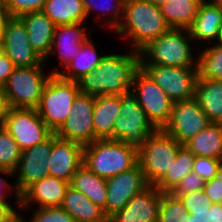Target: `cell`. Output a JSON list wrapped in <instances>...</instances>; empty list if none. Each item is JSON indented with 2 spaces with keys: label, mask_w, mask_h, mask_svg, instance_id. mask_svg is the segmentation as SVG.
Masks as SVG:
<instances>
[{
  "label": "cell",
  "mask_w": 222,
  "mask_h": 222,
  "mask_svg": "<svg viewBox=\"0 0 222 222\" xmlns=\"http://www.w3.org/2000/svg\"><path fill=\"white\" fill-rule=\"evenodd\" d=\"M120 95L94 97L93 127L98 139L113 140V125L120 114Z\"/></svg>",
  "instance_id": "cell-24"
},
{
  "label": "cell",
  "mask_w": 222,
  "mask_h": 222,
  "mask_svg": "<svg viewBox=\"0 0 222 222\" xmlns=\"http://www.w3.org/2000/svg\"><path fill=\"white\" fill-rule=\"evenodd\" d=\"M80 93L77 81L63 79L59 74H52L41 95L36 108L41 119L55 133L65 119Z\"/></svg>",
  "instance_id": "cell-7"
},
{
  "label": "cell",
  "mask_w": 222,
  "mask_h": 222,
  "mask_svg": "<svg viewBox=\"0 0 222 222\" xmlns=\"http://www.w3.org/2000/svg\"><path fill=\"white\" fill-rule=\"evenodd\" d=\"M178 196L190 214H207L212 202L206 195L204 189L186 194H173Z\"/></svg>",
  "instance_id": "cell-37"
},
{
  "label": "cell",
  "mask_w": 222,
  "mask_h": 222,
  "mask_svg": "<svg viewBox=\"0 0 222 222\" xmlns=\"http://www.w3.org/2000/svg\"><path fill=\"white\" fill-rule=\"evenodd\" d=\"M131 92L156 129L168 123L174 102L140 67L133 76Z\"/></svg>",
  "instance_id": "cell-9"
},
{
  "label": "cell",
  "mask_w": 222,
  "mask_h": 222,
  "mask_svg": "<svg viewBox=\"0 0 222 222\" xmlns=\"http://www.w3.org/2000/svg\"><path fill=\"white\" fill-rule=\"evenodd\" d=\"M188 218H190V213L187 212L178 196L171 192H161L158 222H187Z\"/></svg>",
  "instance_id": "cell-34"
},
{
  "label": "cell",
  "mask_w": 222,
  "mask_h": 222,
  "mask_svg": "<svg viewBox=\"0 0 222 222\" xmlns=\"http://www.w3.org/2000/svg\"><path fill=\"white\" fill-rule=\"evenodd\" d=\"M206 181L199 177L195 172L185 175L176 187L171 191L172 194H186L193 191L204 189Z\"/></svg>",
  "instance_id": "cell-41"
},
{
  "label": "cell",
  "mask_w": 222,
  "mask_h": 222,
  "mask_svg": "<svg viewBox=\"0 0 222 222\" xmlns=\"http://www.w3.org/2000/svg\"><path fill=\"white\" fill-rule=\"evenodd\" d=\"M86 26L87 23H77L72 25H58L55 27L50 53L44 60L52 74H60L74 59L83 42L95 31V29H93L95 27L88 26V28ZM52 57H56L57 59H53L58 60L59 63L58 67L53 66L55 68L51 69L52 66H50V63H52Z\"/></svg>",
  "instance_id": "cell-12"
},
{
  "label": "cell",
  "mask_w": 222,
  "mask_h": 222,
  "mask_svg": "<svg viewBox=\"0 0 222 222\" xmlns=\"http://www.w3.org/2000/svg\"><path fill=\"white\" fill-rule=\"evenodd\" d=\"M10 109L8 100L3 93L2 88H0V128L4 127L8 111Z\"/></svg>",
  "instance_id": "cell-44"
},
{
  "label": "cell",
  "mask_w": 222,
  "mask_h": 222,
  "mask_svg": "<svg viewBox=\"0 0 222 222\" xmlns=\"http://www.w3.org/2000/svg\"><path fill=\"white\" fill-rule=\"evenodd\" d=\"M120 98V114L113 125V140L139 150L156 128L148 120L131 91L121 94Z\"/></svg>",
  "instance_id": "cell-8"
},
{
  "label": "cell",
  "mask_w": 222,
  "mask_h": 222,
  "mask_svg": "<svg viewBox=\"0 0 222 222\" xmlns=\"http://www.w3.org/2000/svg\"><path fill=\"white\" fill-rule=\"evenodd\" d=\"M203 0H170L161 12L170 28L189 29Z\"/></svg>",
  "instance_id": "cell-31"
},
{
  "label": "cell",
  "mask_w": 222,
  "mask_h": 222,
  "mask_svg": "<svg viewBox=\"0 0 222 222\" xmlns=\"http://www.w3.org/2000/svg\"><path fill=\"white\" fill-rule=\"evenodd\" d=\"M69 185L102 208L105 214L107 200L106 179L96 175L83 164L73 175Z\"/></svg>",
  "instance_id": "cell-29"
},
{
  "label": "cell",
  "mask_w": 222,
  "mask_h": 222,
  "mask_svg": "<svg viewBox=\"0 0 222 222\" xmlns=\"http://www.w3.org/2000/svg\"><path fill=\"white\" fill-rule=\"evenodd\" d=\"M106 184L105 215L108 219L124 208L134 195L149 186L139 163L128 171L106 179Z\"/></svg>",
  "instance_id": "cell-16"
},
{
  "label": "cell",
  "mask_w": 222,
  "mask_h": 222,
  "mask_svg": "<svg viewBox=\"0 0 222 222\" xmlns=\"http://www.w3.org/2000/svg\"><path fill=\"white\" fill-rule=\"evenodd\" d=\"M118 51H108L95 70L77 80L80 93L96 97L131 91L133 76L140 68V52Z\"/></svg>",
  "instance_id": "cell-1"
},
{
  "label": "cell",
  "mask_w": 222,
  "mask_h": 222,
  "mask_svg": "<svg viewBox=\"0 0 222 222\" xmlns=\"http://www.w3.org/2000/svg\"><path fill=\"white\" fill-rule=\"evenodd\" d=\"M161 192L149 185L134 195L127 205L109 218V222H158Z\"/></svg>",
  "instance_id": "cell-19"
},
{
  "label": "cell",
  "mask_w": 222,
  "mask_h": 222,
  "mask_svg": "<svg viewBox=\"0 0 222 222\" xmlns=\"http://www.w3.org/2000/svg\"><path fill=\"white\" fill-rule=\"evenodd\" d=\"M61 207L74 218L75 222H109L102 208L70 185Z\"/></svg>",
  "instance_id": "cell-26"
},
{
  "label": "cell",
  "mask_w": 222,
  "mask_h": 222,
  "mask_svg": "<svg viewBox=\"0 0 222 222\" xmlns=\"http://www.w3.org/2000/svg\"><path fill=\"white\" fill-rule=\"evenodd\" d=\"M4 127L21 150L43 143L53 134L35 108H10Z\"/></svg>",
  "instance_id": "cell-11"
},
{
  "label": "cell",
  "mask_w": 222,
  "mask_h": 222,
  "mask_svg": "<svg viewBox=\"0 0 222 222\" xmlns=\"http://www.w3.org/2000/svg\"><path fill=\"white\" fill-rule=\"evenodd\" d=\"M4 222H28L25 209L18 205L5 219Z\"/></svg>",
  "instance_id": "cell-45"
},
{
  "label": "cell",
  "mask_w": 222,
  "mask_h": 222,
  "mask_svg": "<svg viewBox=\"0 0 222 222\" xmlns=\"http://www.w3.org/2000/svg\"><path fill=\"white\" fill-rule=\"evenodd\" d=\"M18 205H0V222H4Z\"/></svg>",
  "instance_id": "cell-48"
},
{
  "label": "cell",
  "mask_w": 222,
  "mask_h": 222,
  "mask_svg": "<svg viewBox=\"0 0 222 222\" xmlns=\"http://www.w3.org/2000/svg\"><path fill=\"white\" fill-rule=\"evenodd\" d=\"M92 36L93 34L83 42L74 59L59 74L63 79L77 81L84 74L95 70L105 56L107 50L98 49V42L92 40Z\"/></svg>",
  "instance_id": "cell-25"
},
{
  "label": "cell",
  "mask_w": 222,
  "mask_h": 222,
  "mask_svg": "<svg viewBox=\"0 0 222 222\" xmlns=\"http://www.w3.org/2000/svg\"><path fill=\"white\" fill-rule=\"evenodd\" d=\"M18 143L5 127L0 128V169L15 171L21 157Z\"/></svg>",
  "instance_id": "cell-35"
},
{
  "label": "cell",
  "mask_w": 222,
  "mask_h": 222,
  "mask_svg": "<svg viewBox=\"0 0 222 222\" xmlns=\"http://www.w3.org/2000/svg\"><path fill=\"white\" fill-rule=\"evenodd\" d=\"M12 179H14L13 171L0 169V205H19L20 203V195Z\"/></svg>",
  "instance_id": "cell-38"
},
{
  "label": "cell",
  "mask_w": 222,
  "mask_h": 222,
  "mask_svg": "<svg viewBox=\"0 0 222 222\" xmlns=\"http://www.w3.org/2000/svg\"><path fill=\"white\" fill-rule=\"evenodd\" d=\"M198 79L222 80V45L208 44L198 48L197 53Z\"/></svg>",
  "instance_id": "cell-33"
},
{
  "label": "cell",
  "mask_w": 222,
  "mask_h": 222,
  "mask_svg": "<svg viewBox=\"0 0 222 222\" xmlns=\"http://www.w3.org/2000/svg\"><path fill=\"white\" fill-rule=\"evenodd\" d=\"M187 222H210L209 211L207 214H190Z\"/></svg>",
  "instance_id": "cell-49"
},
{
  "label": "cell",
  "mask_w": 222,
  "mask_h": 222,
  "mask_svg": "<svg viewBox=\"0 0 222 222\" xmlns=\"http://www.w3.org/2000/svg\"><path fill=\"white\" fill-rule=\"evenodd\" d=\"M217 43H219L220 45H222V28H221L220 36H219V39H218Z\"/></svg>",
  "instance_id": "cell-53"
},
{
  "label": "cell",
  "mask_w": 222,
  "mask_h": 222,
  "mask_svg": "<svg viewBox=\"0 0 222 222\" xmlns=\"http://www.w3.org/2000/svg\"><path fill=\"white\" fill-rule=\"evenodd\" d=\"M195 98L213 123H222V80L198 79Z\"/></svg>",
  "instance_id": "cell-27"
},
{
  "label": "cell",
  "mask_w": 222,
  "mask_h": 222,
  "mask_svg": "<svg viewBox=\"0 0 222 222\" xmlns=\"http://www.w3.org/2000/svg\"><path fill=\"white\" fill-rule=\"evenodd\" d=\"M183 144L163 129H156L138 150V163L149 185L155 186L171 169Z\"/></svg>",
  "instance_id": "cell-6"
},
{
  "label": "cell",
  "mask_w": 222,
  "mask_h": 222,
  "mask_svg": "<svg viewBox=\"0 0 222 222\" xmlns=\"http://www.w3.org/2000/svg\"><path fill=\"white\" fill-rule=\"evenodd\" d=\"M14 69L15 66L7 55L0 58V88L5 85Z\"/></svg>",
  "instance_id": "cell-43"
},
{
  "label": "cell",
  "mask_w": 222,
  "mask_h": 222,
  "mask_svg": "<svg viewBox=\"0 0 222 222\" xmlns=\"http://www.w3.org/2000/svg\"><path fill=\"white\" fill-rule=\"evenodd\" d=\"M217 3H220L222 5V0H215Z\"/></svg>",
  "instance_id": "cell-54"
},
{
  "label": "cell",
  "mask_w": 222,
  "mask_h": 222,
  "mask_svg": "<svg viewBox=\"0 0 222 222\" xmlns=\"http://www.w3.org/2000/svg\"><path fill=\"white\" fill-rule=\"evenodd\" d=\"M195 156L222 159V123H210L184 144Z\"/></svg>",
  "instance_id": "cell-28"
},
{
  "label": "cell",
  "mask_w": 222,
  "mask_h": 222,
  "mask_svg": "<svg viewBox=\"0 0 222 222\" xmlns=\"http://www.w3.org/2000/svg\"><path fill=\"white\" fill-rule=\"evenodd\" d=\"M208 211L210 222H222V204H212Z\"/></svg>",
  "instance_id": "cell-47"
},
{
  "label": "cell",
  "mask_w": 222,
  "mask_h": 222,
  "mask_svg": "<svg viewBox=\"0 0 222 222\" xmlns=\"http://www.w3.org/2000/svg\"><path fill=\"white\" fill-rule=\"evenodd\" d=\"M52 153V135L43 143L21 151L18 168L14 171V184L19 195L29 186L49 176L48 158Z\"/></svg>",
  "instance_id": "cell-15"
},
{
  "label": "cell",
  "mask_w": 222,
  "mask_h": 222,
  "mask_svg": "<svg viewBox=\"0 0 222 222\" xmlns=\"http://www.w3.org/2000/svg\"><path fill=\"white\" fill-rule=\"evenodd\" d=\"M218 175L222 178V159L220 160V163H219V172H218Z\"/></svg>",
  "instance_id": "cell-52"
},
{
  "label": "cell",
  "mask_w": 222,
  "mask_h": 222,
  "mask_svg": "<svg viewBox=\"0 0 222 222\" xmlns=\"http://www.w3.org/2000/svg\"><path fill=\"white\" fill-rule=\"evenodd\" d=\"M222 28V5L215 0H203L192 25L190 36L197 47L217 43Z\"/></svg>",
  "instance_id": "cell-20"
},
{
  "label": "cell",
  "mask_w": 222,
  "mask_h": 222,
  "mask_svg": "<svg viewBox=\"0 0 222 222\" xmlns=\"http://www.w3.org/2000/svg\"><path fill=\"white\" fill-rule=\"evenodd\" d=\"M94 97L79 93L61 127L54 133L58 138L89 145L98 138L93 127Z\"/></svg>",
  "instance_id": "cell-13"
},
{
  "label": "cell",
  "mask_w": 222,
  "mask_h": 222,
  "mask_svg": "<svg viewBox=\"0 0 222 222\" xmlns=\"http://www.w3.org/2000/svg\"><path fill=\"white\" fill-rule=\"evenodd\" d=\"M84 146L58 138L52 134V153L48 158L49 176L70 183L76 171L83 165Z\"/></svg>",
  "instance_id": "cell-18"
},
{
  "label": "cell",
  "mask_w": 222,
  "mask_h": 222,
  "mask_svg": "<svg viewBox=\"0 0 222 222\" xmlns=\"http://www.w3.org/2000/svg\"><path fill=\"white\" fill-rule=\"evenodd\" d=\"M69 182L47 176L29 186L21 195V207H61Z\"/></svg>",
  "instance_id": "cell-21"
},
{
  "label": "cell",
  "mask_w": 222,
  "mask_h": 222,
  "mask_svg": "<svg viewBox=\"0 0 222 222\" xmlns=\"http://www.w3.org/2000/svg\"><path fill=\"white\" fill-rule=\"evenodd\" d=\"M11 17L42 11L46 0H2Z\"/></svg>",
  "instance_id": "cell-39"
},
{
  "label": "cell",
  "mask_w": 222,
  "mask_h": 222,
  "mask_svg": "<svg viewBox=\"0 0 222 222\" xmlns=\"http://www.w3.org/2000/svg\"><path fill=\"white\" fill-rule=\"evenodd\" d=\"M6 55L3 38H0V58Z\"/></svg>",
  "instance_id": "cell-51"
},
{
  "label": "cell",
  "mask_w": 222,
  "mask_h": 222,
  "mask_svg": "<svg viewBox=\"0 0 222 222\" xmlns=\"http://www.w3.org/2000/svg\"><path fill=\"white\" fill-rule=\"evenodd\" d=\"M169 29L160 7L149 0H125L123 18L116 30L109 35L113 39L115 35L117 41L121 40L120 45L140 52Z\"/></svg>",
  "instance_id": "cell-2"
},
{
  "label": "cell",
  "mask_w": 222,
  "mask_h": 222,
  "mask_svg": "<svg viewBox=\"0 0 222 222\" xmlns=\"http://www.w3.org/2000/svg\"><path fill=\"white\" fill-rule=\"evenodd\" d=\"M10 18L11 16L5 8L4 2L0 0V38H3L5 27Z\"/></svg>",
  "instance_id": "cell-46"
},
{
  "label": "cell",
  "mask_w": 222,
  "mask_h": 222,
  "mask_svg": "<svg viewBox=\"0 0 222 222\" xmlns=\"http://www.w3.org/2000/svg\"><path fill=\"white\" fill-rule=\"evenodd\" d=\"M19 18L26 27L31 47L45 60L51 50L56 25L43 11L27 13Z\"/></svg>",
  "instance_id": "cell-22"
},
{
  "label": "cell",
  "mask_w": 222,
  "mask_h": 222,
  "mask_svg": "<svg viewBox=\"0 0 222 222\" xmlns=\"http://www.w3.org/2000/svg\"><path fill=\"white\" fill-rule=\"evenodd\" d=\"M219 163V159L196 156L193 163V172L205 181H209L215 176H218Z\"/></svg>",
  "instance_id": "cell-40"
},
{
  "label": "cell",
  "mask_w": 222,
  "mask_h": 222,
  "mask_svg": "<svg viewBox=\"0 0 222 222\" xmlns=\"http://www.w3.org/2000/svg\"><path fill=\"white\" fill-rule=\"evenodd\" d=\"M140 67L159 85L173 102L195 97L198 81L197 66L174 67L140 64Z\"/></svg>",
  "instance_id": "cell-10"
},
{
  "label": "cell",
  "mask_w": 222,
  "mask_h": 222,
  "mask_svg": "<svg viewBox=\"0 0 222 222\" xmlns=\"http://www.w3.org/2000/svg\"><path fill=\"white\" fill-rule=\"evenodd\" d=\"M210 123L209 117L194 97L174 102L170 119L163 130L184 145Z\"/></svg>",
  "instance_id": "cell-14"
},
{
  "label": "cell",
  "mask_w": 222,
  "mask_h": 222,
  "mask_svg": "<svg viewBox=\"0 0 222 222\" xmlns=\"http://www.w3.org/2000/svg\"><path fill=\"white\" fill-rule=\"evenodd\" d=\"M195 155L190 152L186 146H182L176 155L171 169L155 185L160 192H171L180 180L187 174L193 172V163Z\"/></svg>",
  "instance_id": "cell-32"
},
{
  "label": "cell",
  "mask_w": 222,
  "mask_h": 222,
  "mask_svg": "<svg viewBox=\"0 0 222 222\" xmlns=\"http://www.w3.org/2000/svg\"><path fill=\"white\" fill-rule=\"evenodd\" d=\"M3 41L5 53L15 67L37 66L44 61L31 47L26 27L19 17L8 20Z\"/></svg>",
  "instance_id": "cell-17"
},
{
  "label": "cell",
  "mask_w": 222,
  "mask_h": 222,
  "mask_svg": "<svg viewBox=\"0 0 222 222\" xmlns=\"http://www.w3.org/2000/svg\"><path fill=\"white\" fill-rule=\"evenodd\" d=\"M82 2L87 21L92 19L93 26L96 27L95 30L100 27L102 29L99 30H109L108 33H113L116 30L123 18L125 0H82Z\"/></svg>",
  "instance_id": "cell-23"
},
{
  "label": "cell",
  "mask_w": 222,
  "mask_h": 222,
  "mask_svg": "<svg viewBox=\"0 0 222 222\" xmlns=\"http://www.w3.org/2000/svg\"><path fill=\"white\" fill-rule=\"evenodd\" d=\"M23 208L27 212L28 222H75L74 218L62 207Z\"/></svg>",
  "instance_id": "cell-36"
},
{
  "label": "cell",
  "mask_w": 222,
  "mask_h": 222,
  "mask_svg": "<svg viewBox=\"0 0 222 222\" xmlns=\"http://www.w3.org/2000/svg\"><path fill=\"white\" fill-rule=\"evenodd\" d=\"M45 62L30 67H15L2 87L10 108H37L42 91L51 77Z\"/></svg>",
  "instance_id": "cell-5"
},
{
  "label": "cell",
  "mask_w": 222,
  "mask_h": 222,
  "mask_svg": "<svg viewBox=\"0 0 222 222\" xmlns=\"http://www.w3.org/2000/svg\"><path fill=\"white\" fill-rule=\"evenodd\" d=\"M204 191L212 204H222V178L219 175L206 181Z\"/></svg>",
  "instance_id": "cell-42"
},
{
  "label": "cell",
  "mask_w": 222,
  "mask_h": 222,
  "mask_svg": "<svg viewBox=\"0 0 222 222\" xmlns=\"http://www.w3.org/2000/svg\"><path fill=\"white\" fill-rule=\"evenodd\" d=\"M197 53L188 29L170 28L140 51V64L197 66Z\"/></svg>",
  "instance_id": "cell-3"
},
{
  "label": "cell",
  "mask_w": 222,
  "mask_h": 222,
  "mask_svg": "<svg viewBox=\"0 0 222 222\" xmlns=\"http://www.w3.org/2000/svg\"><path fill=\"white\" fill-rule=\"evenodd\" d=\"M83 164L90 171L108 179L135 167L138 150L112 139H97L83 149Z\"/></svg>",
  "instance_id": "cell-4"
},
{
  "label": "cell",
  "mask_w": 222,
  "mask_h": 222,
  "mask_svg": "<svg viewBox=\"0 0 222 222\" xmlns=\"http://www.w3.org/2000/svg\"><path fill=\"white\" fill-rule=\"evenodd\" d=\"M149 1L155 4L156 6L161 7L170 0H149Z\"/></svg>",
  "instance_id": "cell-50"
},
{
  "label": "cell",
  "mask_w": 222,
  "mask_h": 222,
  "mask_svg": "<svg viewBox=\"0 0 222 222\" xmlns=\"http://www.w3.org/2000/svg\"><path fill=\"white\" fill-rule=\"evenodd\" d=\"M42 11L56 26L87 23L82 0H46Z\"/></svg>",
  "instance_id": "cell-30"
}]
</instances>
